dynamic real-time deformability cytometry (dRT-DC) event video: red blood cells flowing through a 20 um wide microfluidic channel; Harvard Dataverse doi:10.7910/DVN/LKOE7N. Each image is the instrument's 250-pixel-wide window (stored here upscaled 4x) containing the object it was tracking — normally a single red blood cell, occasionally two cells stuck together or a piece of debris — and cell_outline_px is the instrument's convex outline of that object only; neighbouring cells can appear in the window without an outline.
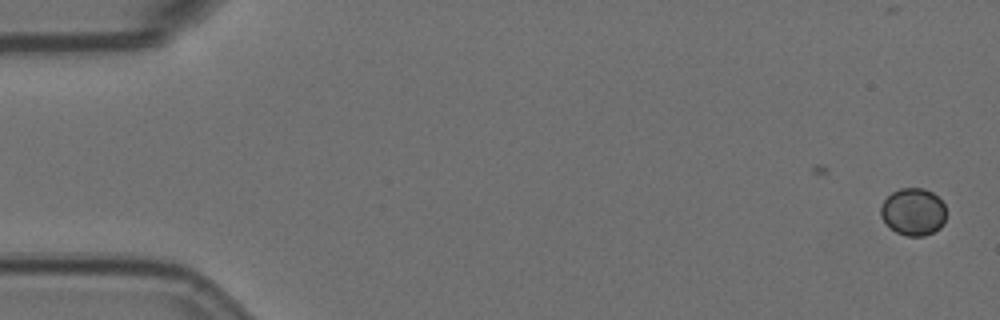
{"species": "Egyptian fruit bat (a non-hibernating species)", "species_latin": "Rousettus aegyptiacus", "temperature_condition": "room temperature", "stored_images_in_passage": 2, "camera_frame_rate_fps": 3000, "um_per_image_px": 0.085, "animal": {"sex": "female"}, "frame": {"image": 1, "passage_image": 2, "time_ms": 0.333, "image_size_px": [1000, 320], "cell_outline_px": [[944, 224], [940, 228], [924, 236], [908, 236], [896, 232], [880, 216], [880, 204], [892, 192], [900, 188], [924, 188], [932, 192], [944, 204]], "centroid_in_image_um": [77.61, 17.99], "position_along_channel_um": 7.4, "area_um2": 17.92}}